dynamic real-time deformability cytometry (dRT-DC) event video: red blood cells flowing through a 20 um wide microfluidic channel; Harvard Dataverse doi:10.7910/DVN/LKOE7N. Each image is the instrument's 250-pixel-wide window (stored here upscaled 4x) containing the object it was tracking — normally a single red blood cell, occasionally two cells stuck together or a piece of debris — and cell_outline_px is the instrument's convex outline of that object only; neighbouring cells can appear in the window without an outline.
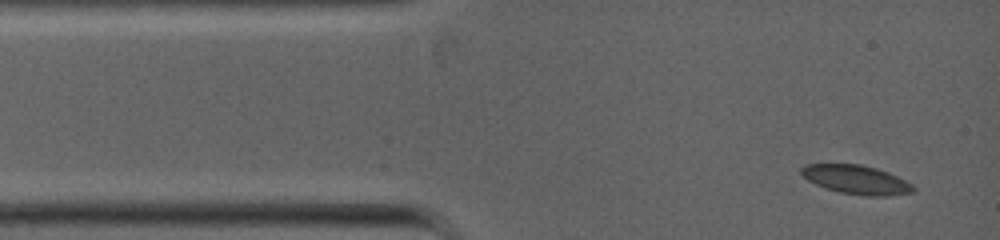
{"species": "common noctule bat (a hibernating species)", "species_latin": "Nyctalus noctula", "temperature_condition": "warm", "stored_images_in_passage": 7, "camera_frame_rate_fps": 5000, "um_per_image_px": 0.085, "animal": {"sex": "female", "body_mass_g": 19.0, "forearm_length_mm": 53.3}, "frame": {"image": 1, "passage_image": 1, "time_ms": 0.0, "image_size_px": [1000, 240], "cell_outline_px": [[916, 188], [912, 192], [888, 196], [868, 196], [840, 192], [824, 188], [808, 180], [800, 172], [800, 168], [804, 164], [860, 164], [876, 168], [888, 172], [912, 184]], "centroid_in_image_um": [72.77, 15.27], "position_along_channel_um": 12.2, "area_um2": 18.79}}
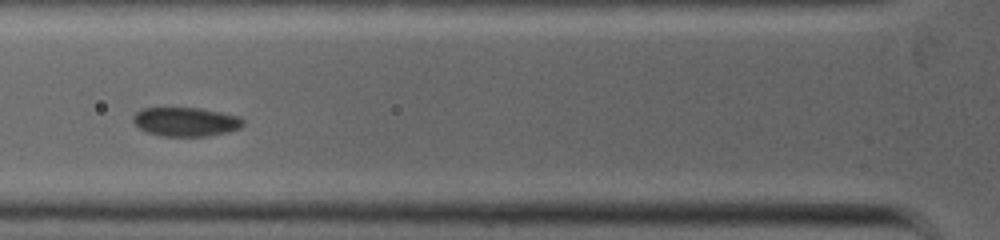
{"frame": {"image": 2, "passage_image": 5, "time_ms": 3.0, "image_size_px": [1000, 240], "cell_outline_px": [[244, 124], [240, 128], [228, 132], [208, 136], [160, 136], [148, 132], [140, 128], [132, 120], [132, 116], [136, 112], [144, 108], [200, 108], [240, 116], [244, 120]], "centroid_in_image_um": [15.81, 10.35], "position_along_channel_um": 110.0, "area_um2": 18.61}}
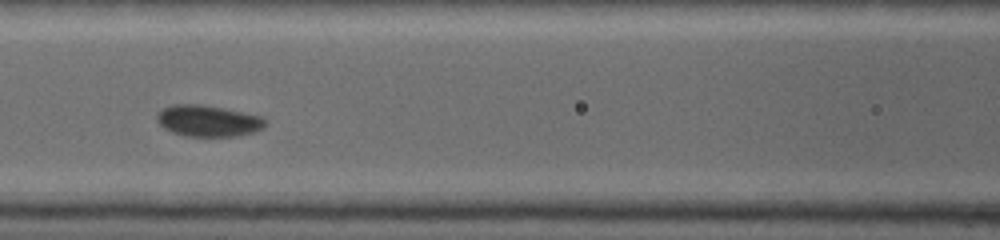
{"frame": {"image": 3, "passage_image": 6, "time_ms": 3.8, "image_size_px": [1000, 240], "cell_outline_px": [[264, 128], [256, 132], [236, 136], [184, 136], [172, 132], [164, 128], [156, 120], [156, 112], [172, 104], [200, 104], [224, 108], [264, 116]], "centroid_in_image_um": [17.68, 10.27], "position_along_channel_um": 148.9, "area_um2": 20.0}}